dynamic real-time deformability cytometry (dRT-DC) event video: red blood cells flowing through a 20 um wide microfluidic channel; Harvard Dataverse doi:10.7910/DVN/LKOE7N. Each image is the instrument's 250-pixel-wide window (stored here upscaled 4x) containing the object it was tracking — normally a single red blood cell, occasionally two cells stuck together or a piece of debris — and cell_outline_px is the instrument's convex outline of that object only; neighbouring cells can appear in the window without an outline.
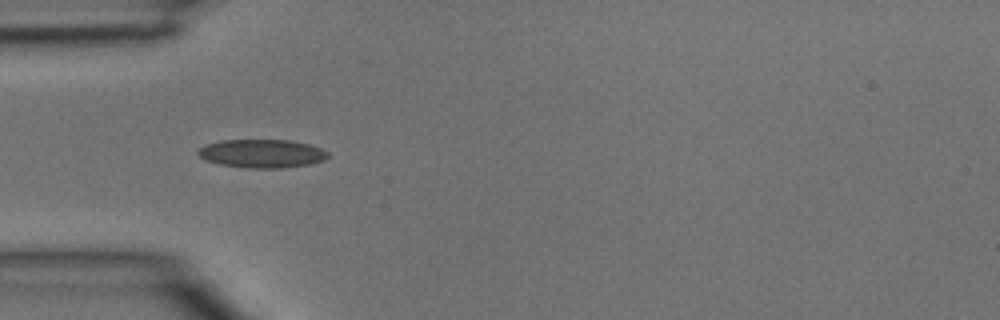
{"species": "common noctule bat (a hibernating species)", "species_latin": "Nyctalus noctula", "temperature_condition": "room temperature", "stored_images_in_passage": 2, "camera_frame_rate_fps": 3000, "um_per_image_px": 0.085, "animal": {"sex": "male", "body_mass_g": 15.6}, "frame": {"image": 1, "passage_image": 2, "time_ms": 0.333, "image_size_px": [1000, 320], "cell_outline_px": [[332, 156], [324, 160], [308, 164], [284, 168], [248, 168], [220, 164], [208, 160], [200, 156], [196, 152], [200, 148], [208, 144], [224, 140], [292, 140], [308, 144], [320, 148], [328, 152]], "centroid_in_image_um": [22.32, 13.05], "position_along_channel_um": 62.7, "area_um2": 21.39}}